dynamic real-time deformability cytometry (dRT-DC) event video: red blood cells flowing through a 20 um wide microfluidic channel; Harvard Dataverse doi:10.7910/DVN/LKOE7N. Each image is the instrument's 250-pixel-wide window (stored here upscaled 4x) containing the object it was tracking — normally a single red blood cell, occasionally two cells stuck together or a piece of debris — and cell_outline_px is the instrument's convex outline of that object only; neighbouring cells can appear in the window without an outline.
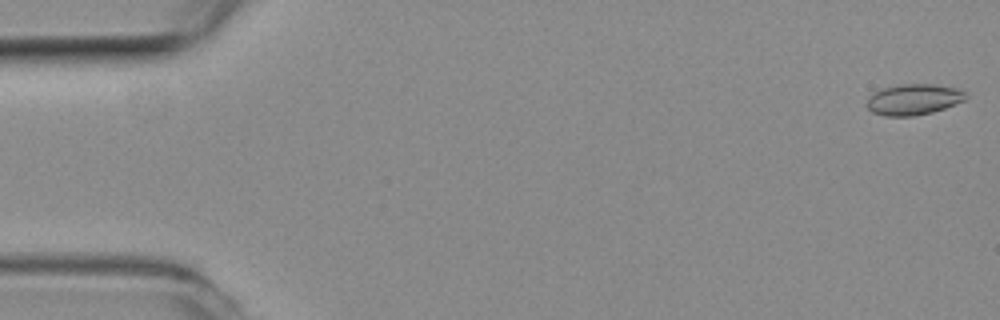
{"species": "common noctule bat (a hibernating species)", "species_latin": "Nyctalus noctula", "temperature_condition": "room temperature", "stored_images_in_passage": 55, "camera_frame_rate_fps": 3000, "um_per_image_px": 0.085, "animal": {"sex": "female", "body_mass_g": 19.3, "forearm_length_mm": 54.1}, "frame": {"image": 1, "passage_image": 1, "time_ms": 0.0, "image_size_px": [1000, 320], "cell_outline_px": [[968, 96], [964, 100], [944, 108], [932, 112], [912, 116], [884, 116], [872, 112], [868, 108], [868, 96], [884, 88], [900, 84], [932, 84], [956, 88], [964, 92]], "centroid_in_image_um": [77.65, 8.45], "position_along_channel_um": 7.4, "area_um2": 17.57}}
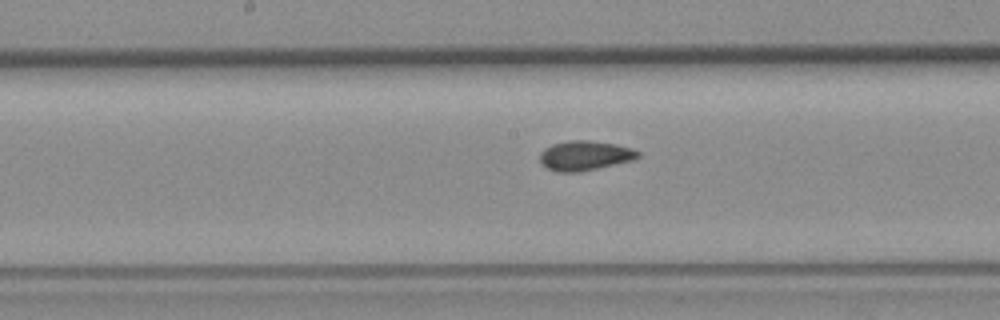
{"frame": {"image": 2, "passage_image": 28, "time_ms": 9.0, "image_size_px": [1000, 320], "cell_outline_px": [[640, 156], [632, 160], [580, 172], [556, 172], [544, 168], [540, 164], [540, 152], [544, 148], [552, 144], [568, 140], [588, 140], [616, 144], [632, 148], [640, 152]], "centroid_in_image_um": [49.66, 13.23], "position_along_channel_um": 198.5, "area_um2": 17.17}}
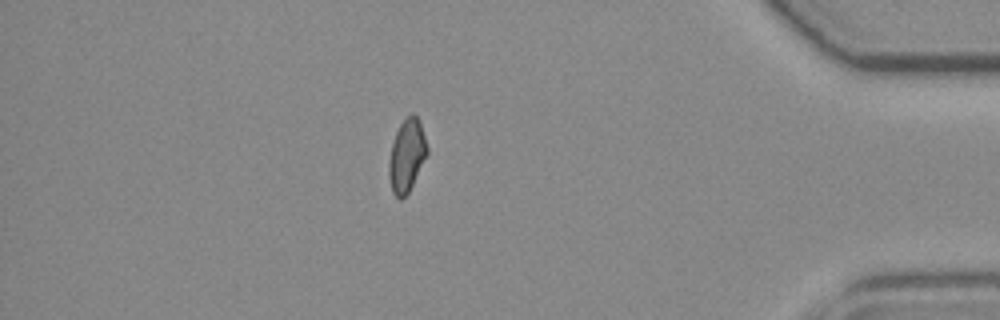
{"frame": {"image": 3, "passage_image": 48, "time_ms": 15.667, "image_size_px": [1000, 320], "cell_outline_px": [[428, 152], [408, 192], [400, 200], [392, 192], [388, 176], [388, 164], [392, 144], [396, 132], [404, 116], [412, 112], [420, 120], [428, 148]], "centroid_in_image_um": [34.56, 13.17], "position_along_channel_um": 400.6, "area_um2": 16.18}, "authors_computed_cell_mechanics": {"area_um2": 16.6464, "velocity_mm_per_s": 3.695, "shape_relaxation_time_tau1_ms": null, "shape_relaxation_time_tau2_ms": 1.5362, "deformation_change_tau1": null, "deformation_change_tau2": 0.0739}}